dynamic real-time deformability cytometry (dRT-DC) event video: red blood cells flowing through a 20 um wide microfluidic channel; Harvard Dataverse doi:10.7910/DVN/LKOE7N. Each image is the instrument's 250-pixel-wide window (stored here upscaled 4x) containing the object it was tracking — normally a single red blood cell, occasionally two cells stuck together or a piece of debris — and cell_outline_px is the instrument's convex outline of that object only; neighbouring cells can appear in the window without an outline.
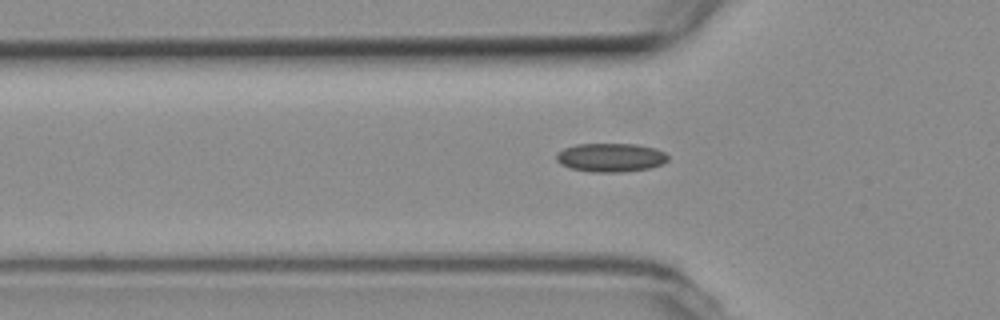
{"species": "common noctule bat (a hibernating species)", "species_latin": "Nyctalus noctula", "temperature_condition": "room temperature", "stored_images_in_passage": 35, "camera_frame_rate_fps": 3000, "um_per_image_px": 0.085, "animal": {"sex": "female", "body_mass_g": 19.3, "forearm_length_mm": 54.1}, "frame": {"image": 1, "passage_image": 5, "time_ms": 1.333, "image_size_px": [1000, 320], "cell_outline_px": [[668, 160], [664, 164], [648, 168], [620, 172], [592, 172], [568, 168], [560, 164], [556, 160], [556, 152], [564, 148], [576, 144], [636, 144], [656, 148], [664, 152], [668, 156]], "centroid_in_image_um": [51.88, 13.38], "position_along_channel_um": 73.9, "area_um2": 18.84}}
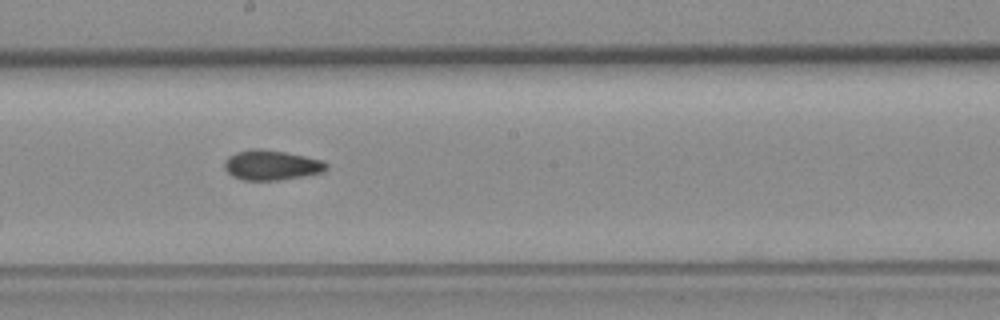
{"frame": {"image": 2, "passage_image": 17, "time_ms": 5.333, "image_size_px": [1000, 320], "cell_outline_px": [[328, 168], [324, 172], [304, 176], [280, 180], [244, 180], [232, 176], [224, 168], [224, 160], [228, 156], [236, 152], [248, 148], [260, 148], [284, 152], [324, 160], [328, 164]], "centroid_in_image_um": [23.07, 14.03], "position_along_channel_um": 225.1, "area_um2": 18.03}}
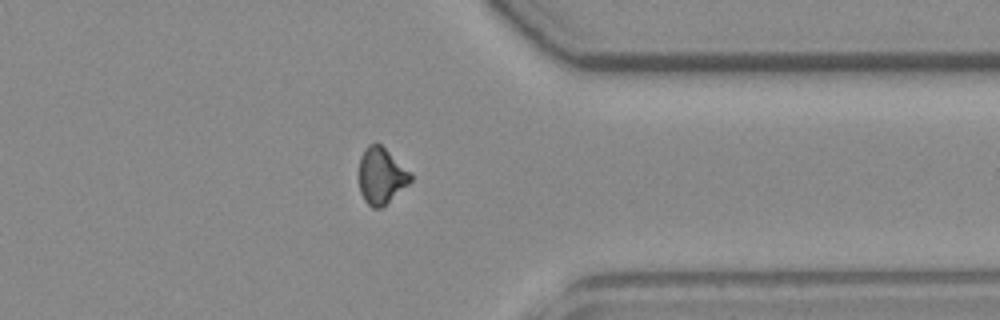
{"frame": {"image": 3, "passage_image": 30, "time_ms": 9.667, "image_size_px": [1000, 320], "cell_outline_px": [[412, 180], [408, 184], [380, 208], [372, 208], [364, 200], [360, 192], [360, 156], [364, 148], [368, 144], [380, 144], [412, 172]], "centroid_in_image_um": [32.41, 14.93], "position_along_channel_um": 379.0, "area_um2": 16.76}, "authors_computed_cell_mechanics": {"area_um2": 17.629, "velocity_mm_per_s": 3.7578, "shape_relaxation_time_tau1_ms": null, "shape_relaxation_time_tau2_ms": 3.4968, "deformation_change_tau1": null, "deformation_change_tau2": 0.0912}}